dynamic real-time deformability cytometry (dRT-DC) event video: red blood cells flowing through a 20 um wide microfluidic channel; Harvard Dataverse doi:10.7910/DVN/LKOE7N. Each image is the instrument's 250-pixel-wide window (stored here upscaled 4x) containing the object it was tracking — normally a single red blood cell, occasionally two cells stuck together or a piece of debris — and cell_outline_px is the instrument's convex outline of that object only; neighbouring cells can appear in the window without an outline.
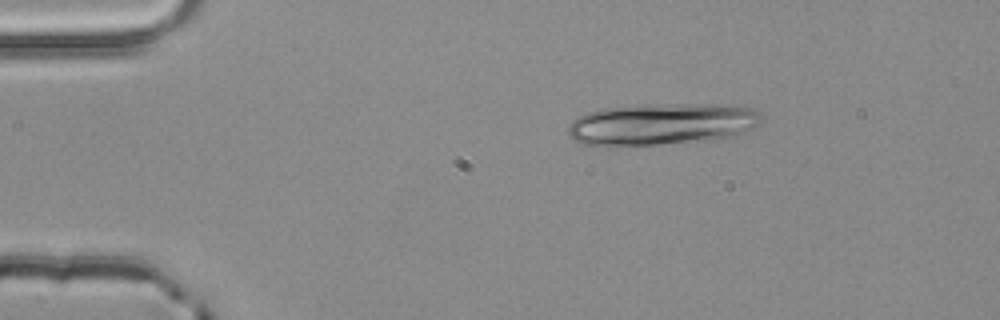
{"species": "common noctule bat (a hibernating species)", "species_latin": "Nyctalus noctula", "temperature_condition": "room temperature", "stored_images_in_passage": 2, "camera_frame_rate_fps": 3000, "um_per_image_px": 0.085, "animal": {"sex": "male", "body_mass_g": 20.4}, "frame": {"image": 1, "passage_image": 1, "time_ms": 0.0, "image_size_px": [1000, 320], "cell_outline_px": [[764, 116], [760, 124], [752, 128], [732, 136], [712, 140], [660, 144], [584, 144], [576, 140], [568, 132], [568, 124], [572, 120], [588, 112], [604, 108], [640, 104], [696, 104], [756, 108]], "centroid_in_image_um": [56.3, 10.52], "position_along_channel_um": 28.7, "area_um2": 46.53}}